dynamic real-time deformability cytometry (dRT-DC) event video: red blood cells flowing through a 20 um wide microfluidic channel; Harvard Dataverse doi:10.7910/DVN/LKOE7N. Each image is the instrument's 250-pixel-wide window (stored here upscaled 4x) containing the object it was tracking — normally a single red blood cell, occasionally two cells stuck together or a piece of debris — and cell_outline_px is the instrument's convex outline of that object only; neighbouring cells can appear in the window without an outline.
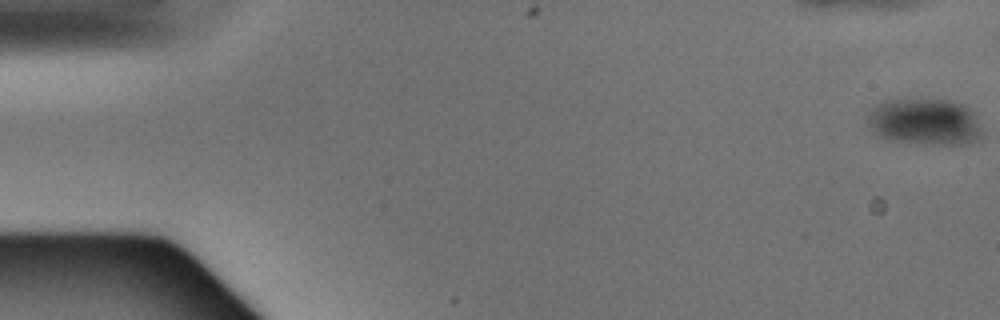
{"species": "Egyptian fruit bat (a non-hibernating species)", "species_latin": "Rousettus aegyptiacus", "temperature_condition": "warm", "stored_images_in_passage": 4, "camera_frame_rate_fps": 3000, "um_per_image_px": 0.085, "animal": {"sex": "male"}, "frame": {"image": 1, "passage_image": 1, "time_ms": 0.0, "image_size_px": [1000, 320], "cell_outline_px": [[984, 136], [980, 140], [968, 144], [924, 144], [892, 140], [876, 136], [872, 132], [868, 124], [868, 112], [876, 104], [884, 100], [952, 100], [964, 104], [972, 112], [984, 132]], "centroid_in_image_um": [78.62, 10.37], "position_along_channel_um": 6.4, "area_um2": 31.5}}